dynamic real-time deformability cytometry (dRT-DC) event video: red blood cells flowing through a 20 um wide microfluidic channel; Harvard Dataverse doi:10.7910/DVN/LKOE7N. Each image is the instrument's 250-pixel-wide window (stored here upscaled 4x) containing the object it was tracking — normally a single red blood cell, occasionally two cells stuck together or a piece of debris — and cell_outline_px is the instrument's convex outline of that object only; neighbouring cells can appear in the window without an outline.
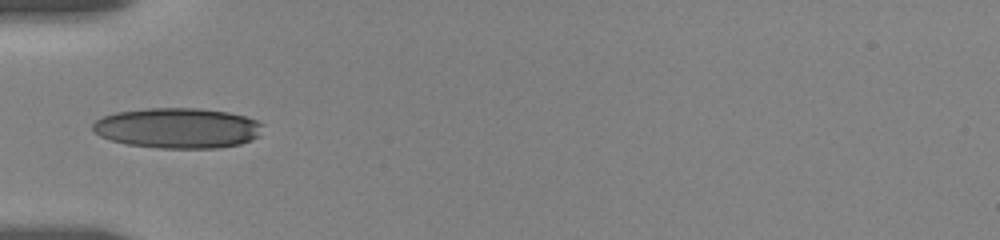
{"species": "human", "species_latin": "Homo sapiens", "temperature_condition": "room temperature", "stored_images_in_passage": 20, "camera_frame_rate_fps": 3000, "um_per_image_px": 0.085, "donor": {"sex": "female"}, "frame": {"image": 1, "passage_image": 1, "time_ms": 0.0, "image_size_px": [1000, 240], "cell_outline_px": [[264, 124], [260, 136], [252, 140], [240, 144], [220, 148], [160, 148], [128, 144], [112, 140], [100, 136], [92, 128], [92, 124], [96, 120], [104, 116], [116, 112], [148, 108], [196, 108], [228, 112], [244, 116], [256, 120]], "centroid_in_image_um": [15.15, 10.89], "position_along_channel_um": 69.9, "area_um2": 40.06}}
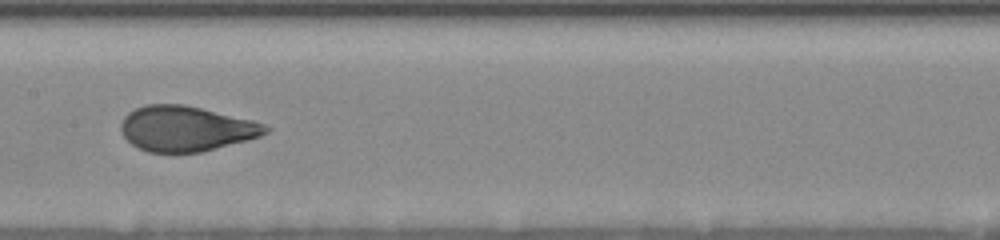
{"frame": {"image": 2, "passage_image": 12, "time_ms": 3.333, "image_size_px": [1000, 240], "cell_outline_px": [[272, 128], [268, 132], [260, 136], [248, 140], [200, 152], [148, 152], [132, 144], [124, 136], [120, 128], [120, 124], [124, 116], [128, 112], [144, 104], [184, 104], [252, 120], [264, 124]], "centroid_in_image_um": [15.81, 10.92], "position_along_channel_um": 191.6, "area_um2": 38.03}}
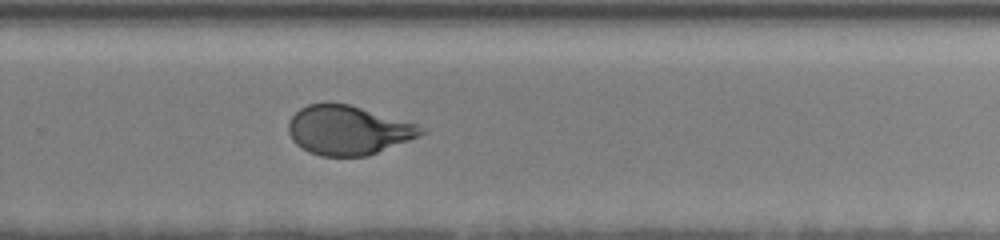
{"frame": {"image": 3, "passage_image": 20, "time_ms": 6.333, "image_size_px": [1000, 240], "cell_outline_px": [[428, 132], [420, 136], [368, 156], [320, 156], [308, 152], [296, 144], [292, 140], [288, 132], [288, 120], [300, 108], [308, 104], [328, 100], [332, 100], [348, 104], [416, 124], [428, 128]], "centroid_in_image_um": [29.57, 11.05], "position_along_channel_um": 300.2, "area_um2": 38.55}}